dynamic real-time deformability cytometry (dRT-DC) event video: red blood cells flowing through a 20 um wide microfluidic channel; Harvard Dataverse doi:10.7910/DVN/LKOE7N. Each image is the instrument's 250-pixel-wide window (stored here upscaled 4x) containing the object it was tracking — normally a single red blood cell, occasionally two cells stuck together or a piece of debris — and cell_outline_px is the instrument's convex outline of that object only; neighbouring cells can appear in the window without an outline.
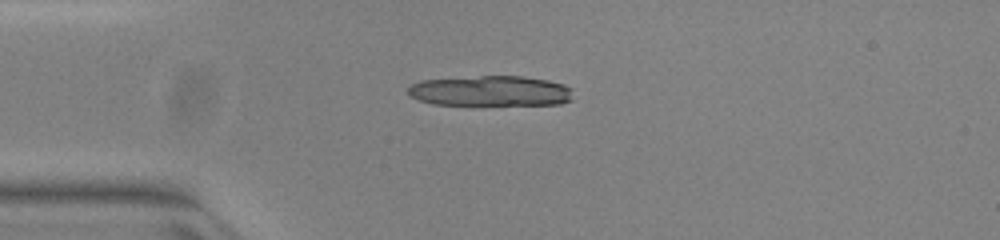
{"species": "common noctule bat (a hibernating species)", "species_latin": "Nyctalus noctula", "temperature_condition": "warm", "stored_images_in_passage": 39, "camera_frame_rate_fps": 3000, "um_per_image_px": 0.085, "animal": {"sex": "female", "body_mass_g": 23.0, "forearm_length_mm": 53.4}, "frame": {"image": 1, "passage_image": 1, "time_ms": 0.0, "image_size_px": [1000, 240], "cell_outline_px": [[572, 100], [560, 104], [432, 104], [420, 100], [412, 96], [408, 92], [408, 88], [412, 84], [420, 80], [480, 76], [524, 76], [548, 80], [564, 84], [572, 88]], "centroid_in_image_um": [41.74, 7.72], "position_along_channel_um": 43.3, "area_um2": 29.07}, "authors_computed_cell_mechanics": {"area_um2": 16.8776, "velocity_mm_per_s": 3.9907, "shape_relaxation_time_tau1_ms": null, "shape_relaxation_time_tau2_ms": 4.0598, "deformation_change_tau1": null, "deformation_change_tau2": 0.0928}}